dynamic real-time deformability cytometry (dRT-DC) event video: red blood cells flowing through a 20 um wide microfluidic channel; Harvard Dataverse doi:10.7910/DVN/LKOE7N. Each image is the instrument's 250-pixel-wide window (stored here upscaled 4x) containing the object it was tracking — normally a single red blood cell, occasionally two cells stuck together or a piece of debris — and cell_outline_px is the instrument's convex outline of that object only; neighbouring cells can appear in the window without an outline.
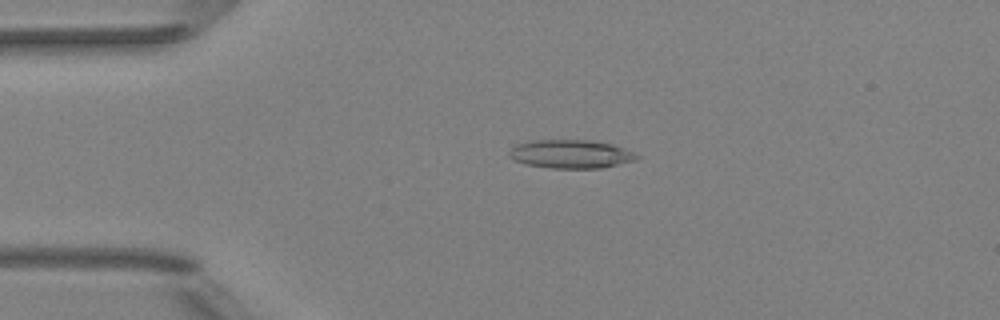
{"species": "Egyptian fruit bat (a non-hibernating species)", "species_latin": "Rousettus aegyptiacus", "temperature_condition": "room temperature", "stored_images_in_passage": 51, "camera_frame_rate_fps": 3000, "um_per_image_px": 0.085, "animal": {"sex": "female"}, "frame": {"image": 1, "passage_image": 12, "time_ms": 3.667, "image_size_px": [1000, 320], "cell_outline_px": [[640, 156], [636, 160], [600, 168], [552, 168], [524, 164], [508, 156], [508, 152], [516, 144], [532, 140], [592, 140], [612, 144], [636, 152]], "centroid_in_image_um": [48.53, 13.09], "position_along_channel_um": 36.5, "area_um2": 21.27}}
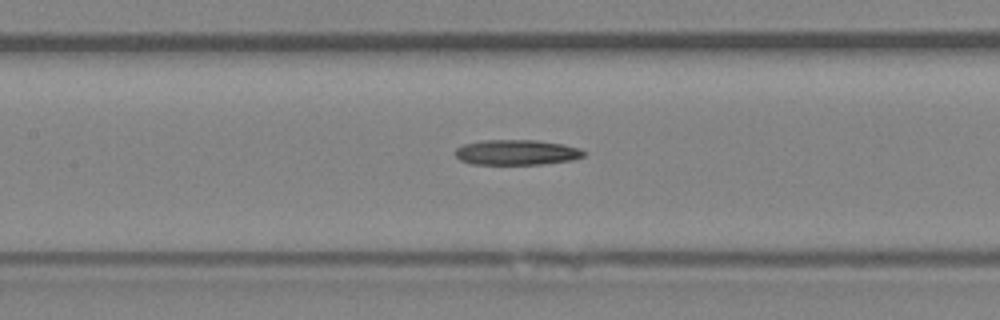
{"frame": {"image": 2, "passage_image": 24, "time_ms": 7.667, "image_size_px": [1000, 320], "cell_outline_px": [[588, 152], [584, 156], [572, 160], [540, 164], [472, 164], [460, 160], [456, 156], [456, 148], [464, 144], [484, 140], [536, 140], [564, 144], [580, 148]], "centroid_in_image_um": [43.95, 12.95], "position_along_channel_um": 163.4, "area_um2": 18.96}}
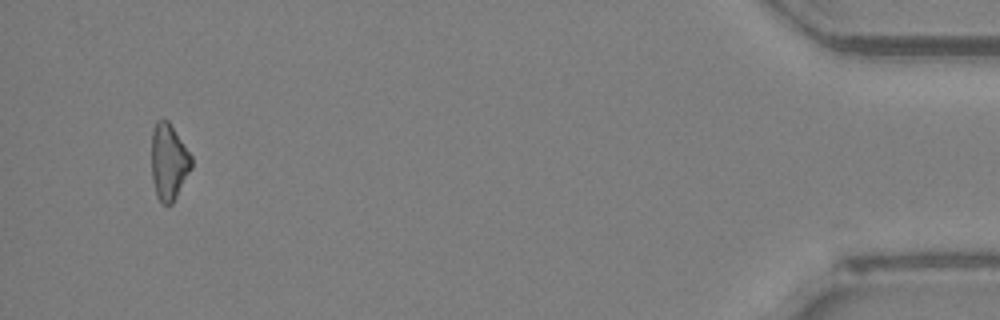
{"frame": {"image": 3, "passage_image": 49, "time_ms": 16.0, "image_size_px": [1000, 320], "cell_outline_px": [[192, 168], [172, 204], [160, 204], [156, 196], [152, 180], [152, 128], [156, 120], [168, 120], [192, 156]], "centroid_in_image_um": [14.34, 13.77], "position_along_channel_um": 420.9, "area_um2": 17.86}, "authors_computed_cell_mechanics": {"area_um2": 19.3052, "velocity_mm_per_s": 4.0561, "shape_relaxation_time_tau1_ms": null, "shape_relaxation_time_tau2_ms": 8.5058, "deformation_change_tau1": null, "deformation_change_tau2": 0.2606}}